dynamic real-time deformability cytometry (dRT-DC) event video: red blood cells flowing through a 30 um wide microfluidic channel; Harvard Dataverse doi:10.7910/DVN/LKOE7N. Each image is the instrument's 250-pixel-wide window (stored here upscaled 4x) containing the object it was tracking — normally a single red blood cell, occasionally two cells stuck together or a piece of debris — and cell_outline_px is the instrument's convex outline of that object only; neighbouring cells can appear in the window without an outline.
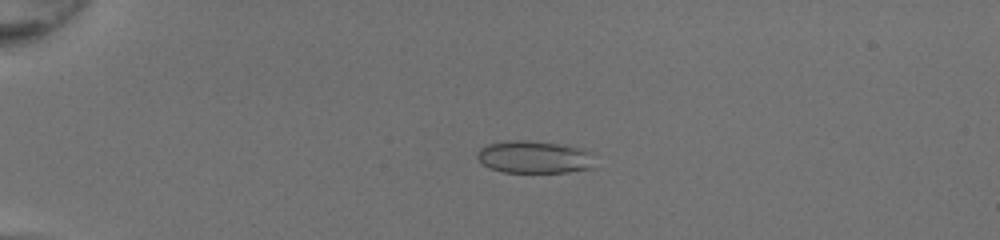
{"species": "common noctule bat (a hibernating species)", "species_latin": "Nyctalus noctula", "temperature_condition": "room temperature", "stored_images_in_passage": 51, "camera_frame_rate_fps": 3000, "um_per_image_px": 0.085, "animal": {"sex": "female", "body_mass_g": 20.0, "forearm_length_mm": 54.0}, "frame": {"image": 1, "passage_image": 14, "time_ms": 4.333, "image_size_px": [1000, 240], "cell_outline_px": [[592, 168], [568, 172], [504, 172], [488, 168], [476, 156], [476, 152], [480, 148], [488, 144], [508, 140], [528, 140], [556, 144], [580, 148], [588, 152]], "centroid_in_image_um": [45.31, 13.35], "position_along_channel_um": 39.7, "area_um2": 21.85}}
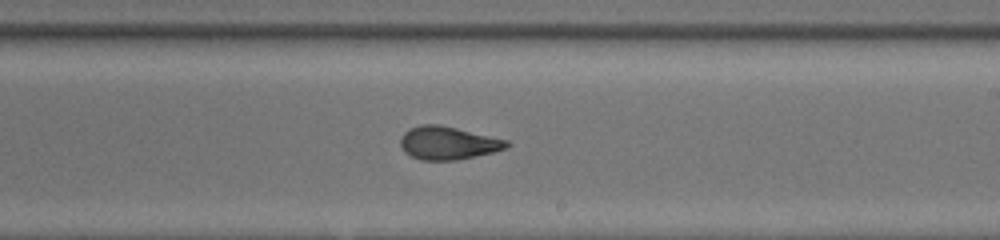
{"frame": {"image": 2, "passage_image": 33, "time_ms": 10.667, "image_size_px": [1000, 240], "cell_outline_px": [[512, 144], [504, 148], [492, 152], [456, 160], [420, 160], [404, 152], [400, 144], [400, 140], [404, 132], [412, 128], [424, 124], [436, 124], [456, 128], [508, 140]], "centroid_in_image_um": [38.07, 12.16], "position_along_channel_um": 250.9, "area_um2": 20.17}}
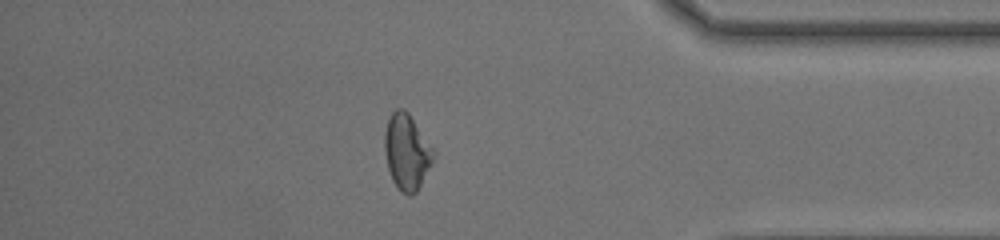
{"frame": {"image": 3, "passage_image": 45, "time_ms": 14.667, "image_size_px": [1000, 240], "cell_outline_px": [[436, 156], [416, 192], [412, 196], [408, 196], [400, 192], [396, 188], [392, 180], [388, 168], [384, 152], [384, 132], [388, 120], [392, 112], [396, 108], [404, 108], [408, 112], [436, 152]], "centroid_in_image_um": [34.57, 12.93], "position_along_channel_um": 400.6, "area_um2": 21.79}, "authors_computed_cell_mechanics": {"area_um2": 21.5594, "velocity_mm_per_s": 4.2762, "shape_relaxation_time_tau1_ms": 8.5122, "shape_relaxation_time_tau2_ms": 0.8714, "deformation_change_tau1": 0.2119, "deformation_change_tau2": 0.0844}}